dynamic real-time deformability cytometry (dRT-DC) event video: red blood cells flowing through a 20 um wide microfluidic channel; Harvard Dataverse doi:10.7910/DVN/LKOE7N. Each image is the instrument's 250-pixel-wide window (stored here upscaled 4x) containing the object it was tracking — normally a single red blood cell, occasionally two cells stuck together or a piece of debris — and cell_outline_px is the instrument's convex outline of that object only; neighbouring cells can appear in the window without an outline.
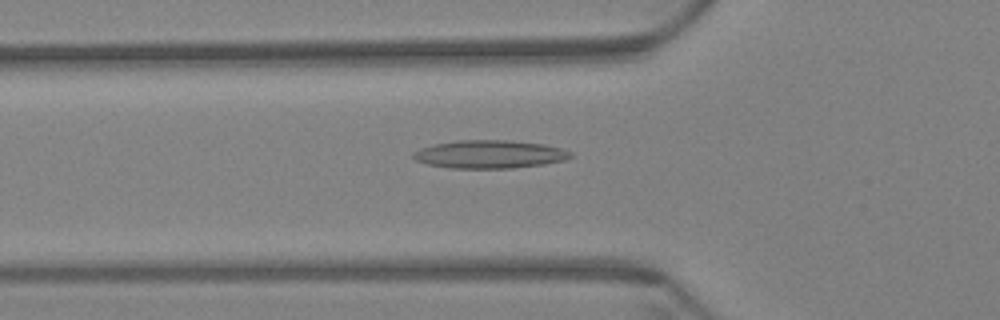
{"species": "Egyptian fruit bat (a non-hibernating species)", "species_latin": "Rousettus aegyptiacus", "temperature_condition": "warm", "stored_images_in_passage": 59, "camera_frame_rate_fps": 3000, "um_per_image_px": 0.085, "animal": {"sex": "female"}, "frame": {"image": 1, "passage_image": 20, "time_ms": 6.333, "image_size_px": [1000, 320], "cell_outline_px": [[572, 156], [564, 160], [544, 164], [512, 168], [452, 168], [428, 164], [416, 160], [412, 156], [412, 152], [420, 148], [432, 144], [460, 140], [508, 140], [544, 144], [560, 148], [572, 152]], "centroid_in_image_um": [41.6, 13.11], "position_along_channel_um": 84.2, "area_um2": 25.72}}
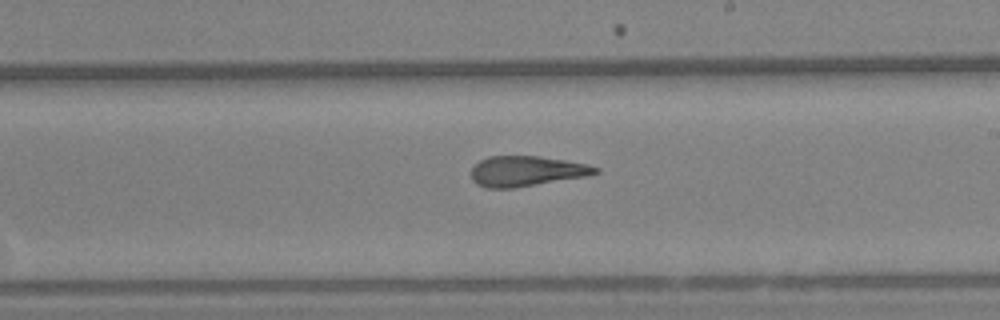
{"frame": {"image": 2, "passage_image": 34, "time_ms": 11.0, "image_size_px": [1000, 320], "cell_outline_px": [[600, 172], [588, 176], [516, 188], [488, 188], [476, 184], [472, 180], [472, 168], [480, 160], [488, 156], [540, 156], [588, 164], [600, 168]], "centroid_in_image_um": [44.77, 14.55], "position_along_channel_um": 244.2, "area_um2": 22.08}}
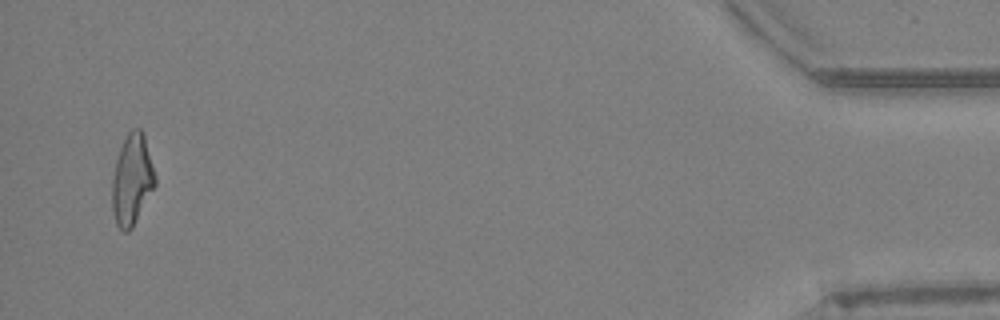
{"frame": {"image": 3, "passage_image": 57, "time_ms": 18.667, "image_size_px": [1000, 320], "cell_outline_px": [[156, 184], [132, 228], [128, 232], [124, 232], [116, 224], [112, 208], [112, 176], [116, 160], [120, 148], [128, 132], [132, 128], [140, 128], [144, 136], [156, 176]], "centroid_in_image_um": [11.21, 15.28], "position_along_channel_um": 424.0, "area_um2": 22.6}, "authors_computed_cell_mechanics": {"area_um2": 22.8888, "velocity_mm_per_s": 3.4358, "shape_relaxation_time_tau1_ms": null, "shape_relaxation_time_tau2_ms": 2.554, "deformation_change_tau1": null, "deformation_change_tau2": 0.1333}}